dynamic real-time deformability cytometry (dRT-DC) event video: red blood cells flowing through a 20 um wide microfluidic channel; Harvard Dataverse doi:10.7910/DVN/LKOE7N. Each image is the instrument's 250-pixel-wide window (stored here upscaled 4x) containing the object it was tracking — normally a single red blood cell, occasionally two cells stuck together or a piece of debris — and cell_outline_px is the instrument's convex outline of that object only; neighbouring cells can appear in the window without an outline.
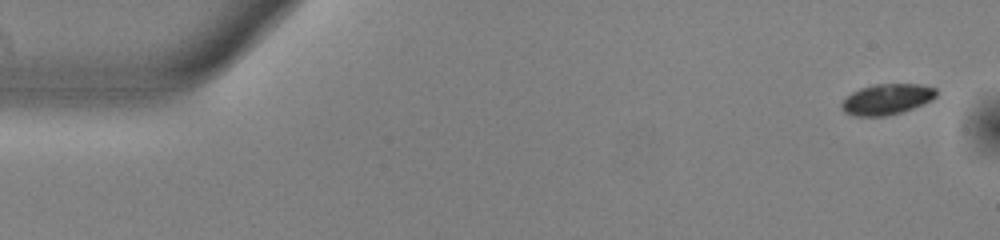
{"species": "common noctule bat (a hibernating species)", "species_latin": "Nyctalus noctula", "temperature_condition": "warm", "stored_images_in_passage": 17, "camera_frame_rate_fps": 3000, "um_per_image_px": 0.085, "animal": {"sex": "male", "body_mass_g": 13.0, "forearm_length_mm": 53.1}, "frame": {"image": 1, "passage_image": 3, "time_ms": 0.667, "image_size_px": [1000, 240], "cell_outline_px": [[936, 96], [932, 100], [912, 108], [900, 112], [884, 116], [852, 116], [844, 112], [840, 108], [840, 104], [852, 92], [860, 88], [872, 84], [920, 84], [936, 88]], "centroid_in_image_um": [75.35, 8.43], "position_along_channel_um": 9.6, "area_um2": 16.94}}
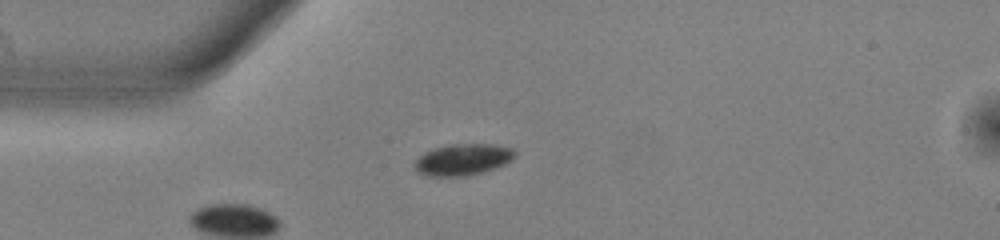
{"frame": {"image": 2, "passage_image": 15, "time_ms": 4.667, "image_size_px": [1000, 240], "cell_outline_px": [[516, 156], [512, 160], [504, 164], [468, 176], [428, 176], [420, 172], [412, 164], [424, 152], [448, 144], [496, 144], [512, 148], [516, 152]], "centroid_in_image_um": [39.36, 13.55], "position_along_channel_um": 45.6, "area_um2": 18.26}}